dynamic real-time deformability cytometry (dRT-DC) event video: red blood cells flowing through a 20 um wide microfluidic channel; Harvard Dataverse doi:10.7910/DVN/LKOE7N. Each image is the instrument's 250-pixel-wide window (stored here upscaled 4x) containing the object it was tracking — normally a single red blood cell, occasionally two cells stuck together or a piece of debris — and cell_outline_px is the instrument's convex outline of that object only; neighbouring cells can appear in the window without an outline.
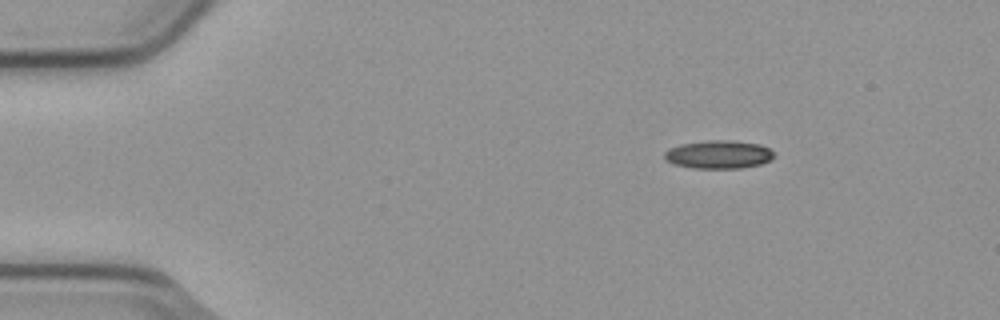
{"species": "common noctule bat (a hibernating species)", "species_latin": "Nyctalus noctula", "temperature_condition": "cold", "stored_images_in_passage": 4, "camera_frame_rate_fps": 3000, "um_per_image_px": 0.085, "animal": {"sex": "male", "body_mass_g": 23.1, "forearm_length_mm": 52.7}, "frame": {"image": 1, "passage_image": 1, "time_ms": 0.0, "image_size_px": [1000, 320], "cell_outline_px": [[776, 156], [772, 160], [760, 164], [740, 168], [692, 168], [672, 164], [664, 160], [664, 152], [668, 148], [680, 144], [708, 140], [736, 140], [760, 144], [768, 148]], "centroid_in_image_um": [61.06, 13.13], "position_along_channel_um": 23.9, "area_um2": 18.32}}
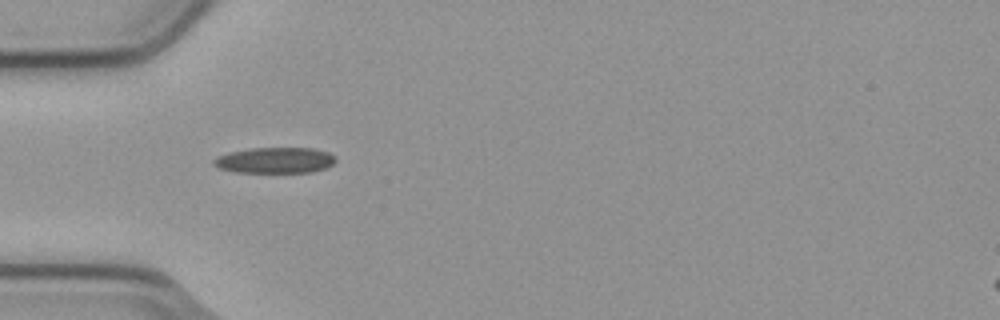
{"frame": {"image": 2, "passage_image": 3, "time_ms": 0.667, "image_size_px": [1000, 320], "cell_outline_px": [[336, 160], [332, 164], [324, 168], [312, 172], [232, 172], [220, 168], [212, 164], [212, 160], [220, 156], [232, 152], [252, 148], [312, 148], [328, 152], [336, 156]], "centroid_in_image_um": [23.39, 13.63], "position_along_channel_um": 61.6, "area_um2": 18.21}}
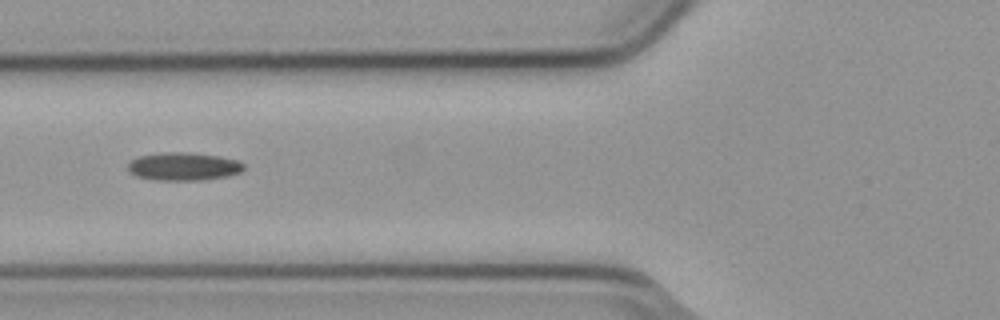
{"frame": {"image": 3, "passage_image": 4, "time_ms": 1.0, "image_size_px": [1000, 320], "cell_outline_px": [[244, 168], [240, 172], [228, 176], [200, 180], [152, 180], [136, 176], [128, 168], [128, 164], [132, 160], [140, 156], [164, 152], [188, 152], [220, 156], [236, 160], [244, 164]], "centroid_in_image_um": [15.61, 14.15], "position_along_channel_um": 110.2, "area_um2": 18.84}}